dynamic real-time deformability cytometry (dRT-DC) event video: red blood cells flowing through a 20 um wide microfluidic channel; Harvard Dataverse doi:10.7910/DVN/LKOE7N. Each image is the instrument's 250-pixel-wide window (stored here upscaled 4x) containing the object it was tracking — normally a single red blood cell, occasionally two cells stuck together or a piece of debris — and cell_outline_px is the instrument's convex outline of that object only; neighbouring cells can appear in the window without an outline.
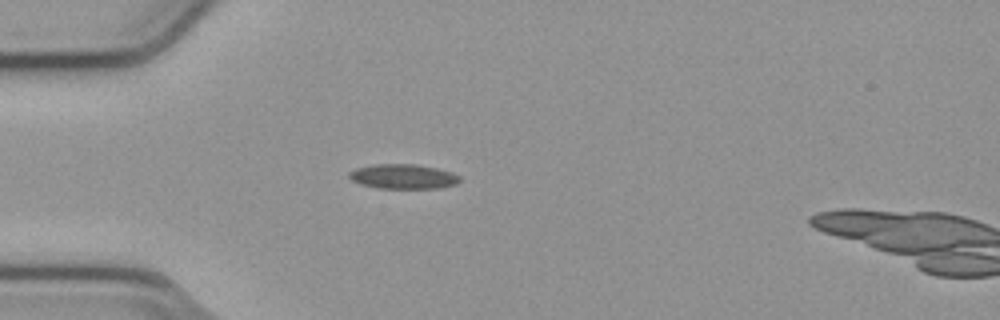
{"species": "common noctule bat (a hibernating species)", "species_latin": "Nyctalus noctula", "temperature_condition": "cold", "stored_images_in_passage": 17, "camera_frame_rate_fps": 3000, "um_per_image_px": 0.085, "animal": {"sex": "male", "body_mass_g": 23.1, "forearm_length_mm": 52.7}, "frame": {"image": 1, "passage_image": 15, "time_ms": 4.667, "image_size_px": [1000, 320], "cell_outline_px": [[460, 180], [456, 184], [436, 188], [380, 188], [360, 184], [352, 180], [348, 176], [348, 172], [356, 168], [372, 164], [416, 164], [436, 168], [452, 172], [460, 176]], "centroid_in_image_um": [34.25, 14.99], "position_along_channel_um": 50.8, "area_um2": 15.9}}